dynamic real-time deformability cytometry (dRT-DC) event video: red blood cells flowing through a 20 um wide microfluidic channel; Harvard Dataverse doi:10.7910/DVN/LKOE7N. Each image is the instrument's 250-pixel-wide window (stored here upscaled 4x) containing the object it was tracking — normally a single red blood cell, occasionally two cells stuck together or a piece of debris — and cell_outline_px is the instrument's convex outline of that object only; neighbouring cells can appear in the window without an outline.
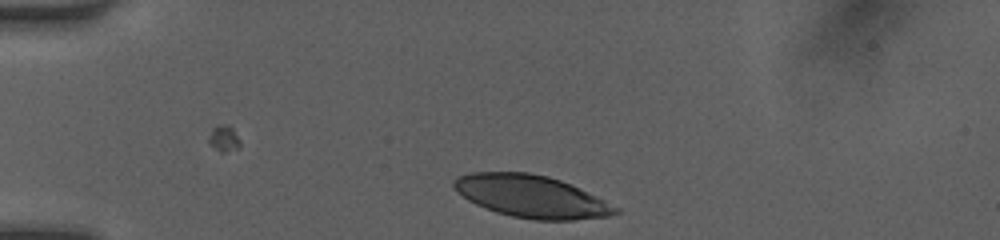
{"species": "human", "species_latin": "Homo sapiens", "temperature_condition": "room temperature", "stored_images_in_passage": 34, "camera_frame_rate_fps": 3000, "um_per_image_px": 0.085, "donor": {"sex": "female"}, "frame": {"image": 1, "passage_image": 1, "time_ms": 0.0, "image_size_px": [1000, 240], "cell_outline_px": [[620, 212], [608, 216], [572, 220], [532, 220], [512, 216], [496, 212], [476, 204], [468, 200], [452, 184], [452, 180], [456, 176], [472, 172], [528, 172], [548, 176], [560, 180], [580, 188], [620, 208]], "centroid_in_image_um": [45.17, 16.69], "position_along_channel_um": 39.8, "area_um2": 39.77}}
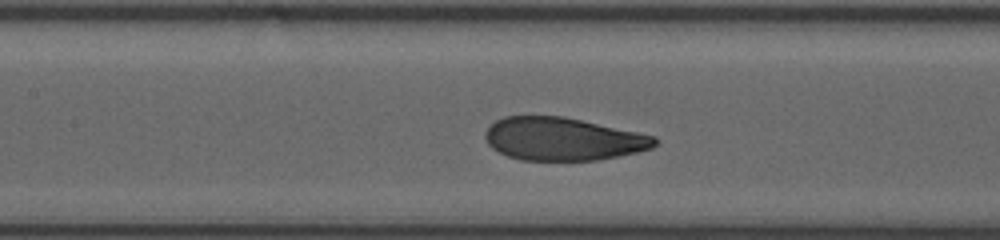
{"frame": {"image": 2, "passage_image": 13, "time_ms": 4.0, "image_size_px": [1000, 240], "cell_outline_px": [[660, 140], [652, 148], [636, 152], [596, 160], [520, 160], [508, 156], [492, 148], [488, 144], [484, 136], [484, 132], [496, 120], [504, 116], [564, 116], [656, 136]], "centroid_in_image_um": [47.84, 11.81], "position_along_channel_um": 159.6, "area_um2": 42.37}}
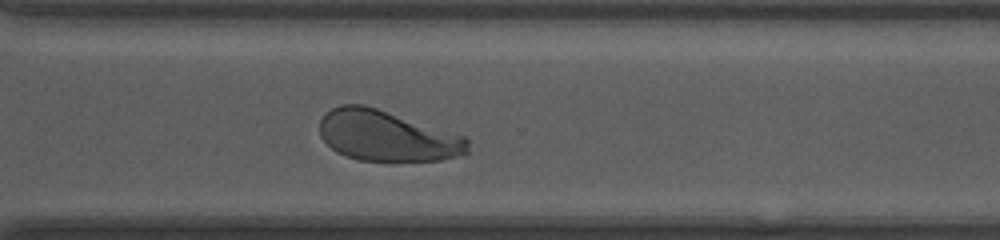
{"frame": {"image": 3, "passage_image": 26, "time_ms": 8.333, "image_size_px": [1000, 240], "cell_outline_px": [[468, 152], [464, 156], [440, 160], [360, 160], [336, 152], [320, 136], [320, 120], [332, 108], [340, 104], [364, 104], [464, 136], [468, 140]], "centroid_in_image_um": [32.9, 11.55], "position_along_channel_um": 337.7, "area_um2": 43.29}, "authors_computed_cell_mechanics": {"area_um2": 43.2633, "velocity_mm_per_s": 4.1351, "shape_relaxation_time_tau1_ms": 2.5578, "shape_relaxation_time_tau2_ms": 0.6709, "deformation_change_tau1": 0.1513, "deformation_change_tau2": 0.0583}}